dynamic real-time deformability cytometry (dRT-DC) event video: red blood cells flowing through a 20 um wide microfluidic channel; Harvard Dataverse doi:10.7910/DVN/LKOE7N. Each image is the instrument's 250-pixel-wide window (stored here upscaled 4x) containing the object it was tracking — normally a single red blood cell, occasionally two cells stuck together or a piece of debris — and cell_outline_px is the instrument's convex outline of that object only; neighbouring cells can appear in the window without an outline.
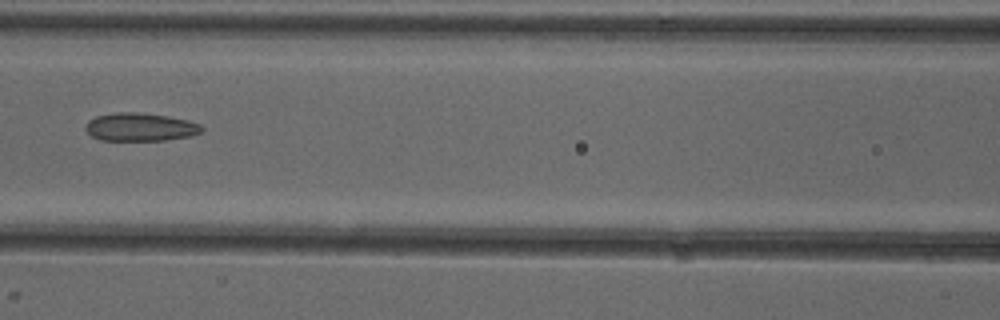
{"species": "common noctule bat (a hibernating species)", "species_latin": "Nyctalus noctula", "temperature_condition": "cold", "stored_images_in_passage": 7, "camera_frame_rate_fps": 3000, "um_per_image_px": 0.085, "animal": {"sex": "female"}, "frame": {"image": 1, "passage_image": 7, "time_ms": 7.0, "image_size_px": [1000, 320], "cell_outline_px": [[204, 132], [192, 136], [164, 140], [100, 140], [92, 136], [84, 128], [88, 120], [96, 116], [116, 112], [136, 112], [168, 116], [188, 120], [200, 124], [204, 128]], "centroid_in_image_um": [11.95, 10.8], "position_along_channel_um": 154.7, "area_um2": 19.19}}